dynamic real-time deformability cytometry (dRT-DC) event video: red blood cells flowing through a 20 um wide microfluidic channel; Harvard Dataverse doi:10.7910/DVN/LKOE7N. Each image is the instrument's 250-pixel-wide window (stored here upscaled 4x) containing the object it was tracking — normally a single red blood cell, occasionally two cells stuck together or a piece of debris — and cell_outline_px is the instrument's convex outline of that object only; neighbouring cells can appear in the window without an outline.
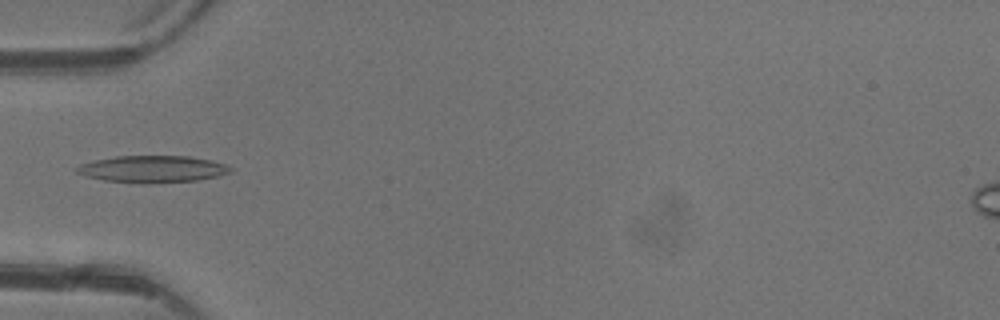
{"species": "common noctule bat (a hibernating species)", "species_latin": "Nyctalus noctula", "temperature_condition": "warm", "stored_images_in_passage": 4, "camera_frame_rate_fps": 3000, "um_per_image_px": 0.085, "animal": {"sex": "female"}, "frame": {"image": 1, "passage_image": 4, "time_ms": 3.333, "image_size_px": [1000, 320], "cell_outline_px": [[232, 172], [216, 176], [196, 180], [148, 184], [140, 184], [104, 180], [88, 176], [76, 172], [76, 168], [80, 164], [96, 160], [116, 156], [188, 156], [228, 164], [232, 168]], "centroid_in_image_um": [12.98, 14.38], "position_along_channel_um": 72.0, "area_um2": 24.04}}